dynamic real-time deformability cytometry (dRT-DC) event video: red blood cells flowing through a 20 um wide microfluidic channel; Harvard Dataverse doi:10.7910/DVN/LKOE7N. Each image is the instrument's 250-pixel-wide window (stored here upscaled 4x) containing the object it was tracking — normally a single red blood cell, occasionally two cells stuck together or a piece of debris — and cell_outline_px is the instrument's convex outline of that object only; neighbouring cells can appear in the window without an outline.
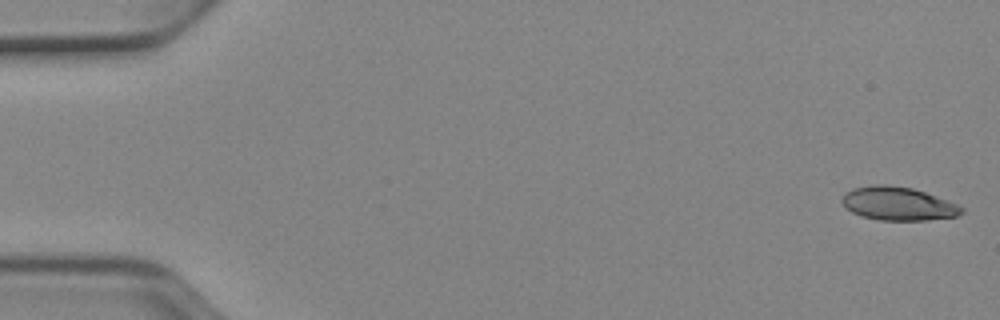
{"species": "Egyptian fruit bat (a non-hibernating species)", "species_latin": "Rousettus aegyptiacus", "temperature_condition": "cold", "stored_images_in_passage": 37, "camera_frame_rate_fps": 3000, "um_per_image_px": 0.085, "animal": {"sex": "female"}, "frame": {"image": 1, "passage_image": 1, "time_ms": 0.0, "image_size_px": [1000, 320], "cell_outline_px": [[964, 212], [956, 216], [928, 220], [880, 220], [860, 216], [852, 212], [840, 200], [844, 192], [852, 188], [876, 184], [884, 184], [912, 188], [924, 192], [956, 204], [964, 208]], "centroid_in_image_um": [76.3, 17.31], "position_along_channel_um": 8.7, "area_um2": 23.18}}
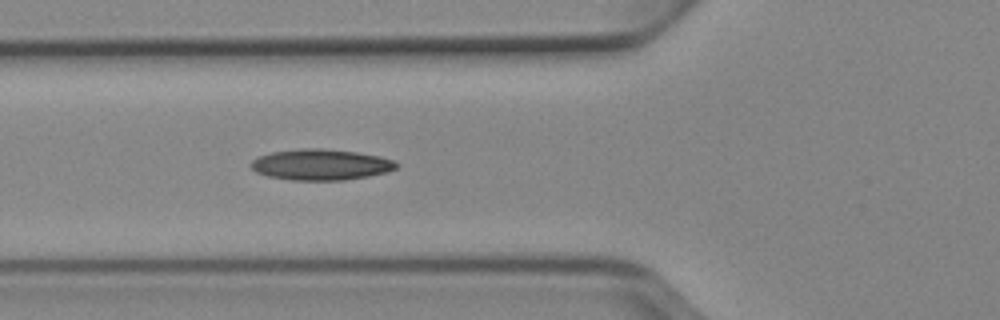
{"frame": {"image": 2, "passage_image": 19, "time_ms": 6.0, "image_size_px": [1000, 320], "cell_outline_px": [[400, 164], [396, 168], [388, 172], [368, 176], [344, 180], [292, 180], [268, 176], [256, 172], [248, 164], [252, 160], [260, 156], [272, 152], [300, 148], [320, 148], [356, 152], [380, 156], [392, 160]], "centroid_in_image_um": [27.27, 13.99], "position_along_channel_um": 98.5, "area_um2": 26.24}}
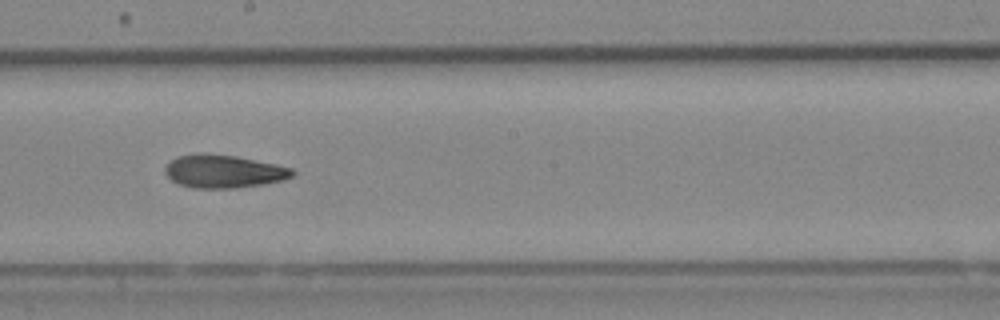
{"frame": {"image": 3, "passage_image": 29, "time_ms": 9.333, "image_size_px": [1000, 320], "cell_outline_px": [[296, 172], [292, 176], [284, 180], [264, 184], [236, 188], [192, 188], [176, 184], [164, 172], [164, 168], [168, 160], [176, 156], [196, 152], [200, 152], [236, 156], [276, 164], [292, 168]], "centroid_in_image_um": [18.96, 14.55], "position_along_channel_um": 229.2, "area_um2": 25.03}}